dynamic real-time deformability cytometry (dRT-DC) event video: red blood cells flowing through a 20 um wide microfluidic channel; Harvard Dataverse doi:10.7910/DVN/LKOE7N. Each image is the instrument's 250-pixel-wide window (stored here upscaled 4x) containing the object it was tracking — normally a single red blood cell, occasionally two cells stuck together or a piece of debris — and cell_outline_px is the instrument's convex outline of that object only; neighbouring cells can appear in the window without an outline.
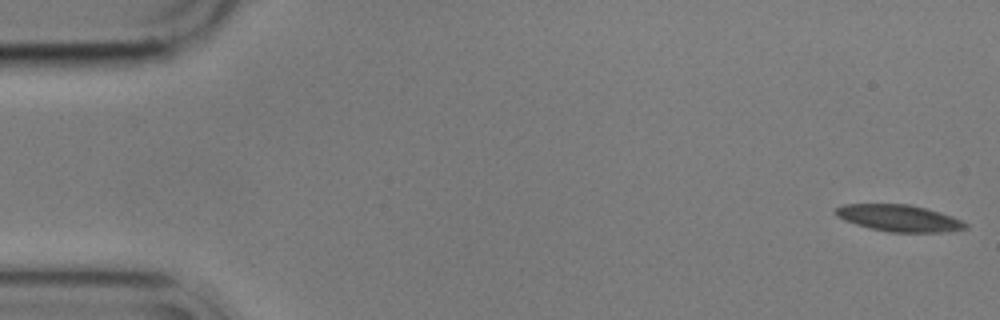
{"species": "common noctule bat (a hibernating species)", "species_latin": "Nyctalus noctula", "temperature_condition": "cold", "stored_images_in_passage": 56, "camera_frame_rate_fps": 3000, "um_per_image_px": 0.085, "animal": {"sex": "male", "body_mass_g": 17.9}, "frame": {"image": 1, "passage_image": 1, "time_ms": 0.0, "image_size_px": [1000, 320], "cell_outline_px": [[968, 228], [944, 232], [888, 232], [856, 224], [844, 220], [836, 216], [832, 212], [836, 208], [844, 204], [908, 204], [940, 212], [952, 216], [968, 224]], "centroid_in_image_um": [76.4, 18.54], "position_along_channel_um": 8.6, "area_um2": 20.11}}
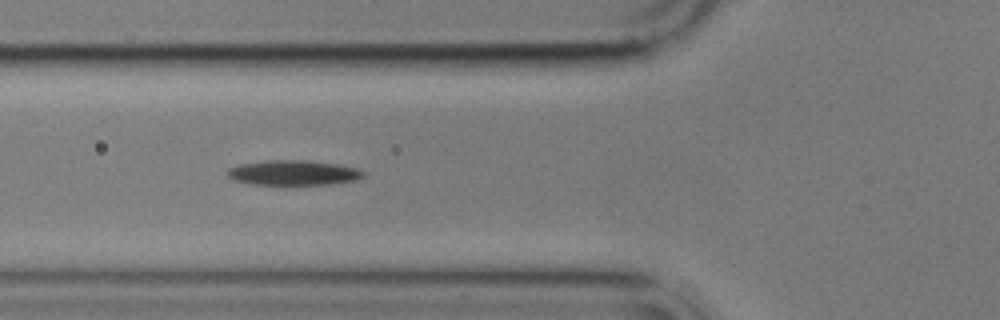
{"frame": {"image": 2, "passage_image": 20, "time_ms": 6.333, "image_size_px": [1000, 320], "cell_outline_px": [[364, 176], [356, 180], [332, 184], [252, 184], [232, 180], [224, 172], [228, 168], [240, 164], [268, 160], [308, 160], [340, 164], [360, 168], [364, 172]], "centroid_in_image_um": [24.94, 14.67], "position_along_channel_um": 100.9, "area_um2": 20.0}}
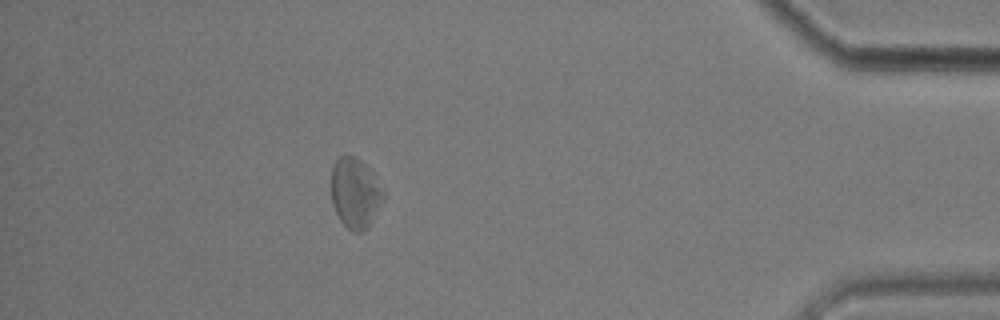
{"frame": {"image": 3, "passage_image": 50, "time_ms": 16.333, "image_size_px": [1000, 320], "cell_outline_px": [[384, 200], [368, 228], [364, 232], [352, 232], [340, 220], [336, 212], [332, 200], [332, 168], [336, 160], [340, 156], [352, 156], [360, 160], [372, 172], [384, 192]], "centroid_in_image_um": [30.21, 16.44], "position_along_channel_um": 405.0, "area_um2": 21.15}, "authors_computed_cell_mechanics": {"area_um2": 20.2011, "velocity_mm_per_s": 3.5169, "shape_relaxation_time_tau1_ms": 2.9461, "shape_relaxation_time_tau2_ms": null, "deformation_change_tau1": 0.0847, "deformation_change_tau2": null}}